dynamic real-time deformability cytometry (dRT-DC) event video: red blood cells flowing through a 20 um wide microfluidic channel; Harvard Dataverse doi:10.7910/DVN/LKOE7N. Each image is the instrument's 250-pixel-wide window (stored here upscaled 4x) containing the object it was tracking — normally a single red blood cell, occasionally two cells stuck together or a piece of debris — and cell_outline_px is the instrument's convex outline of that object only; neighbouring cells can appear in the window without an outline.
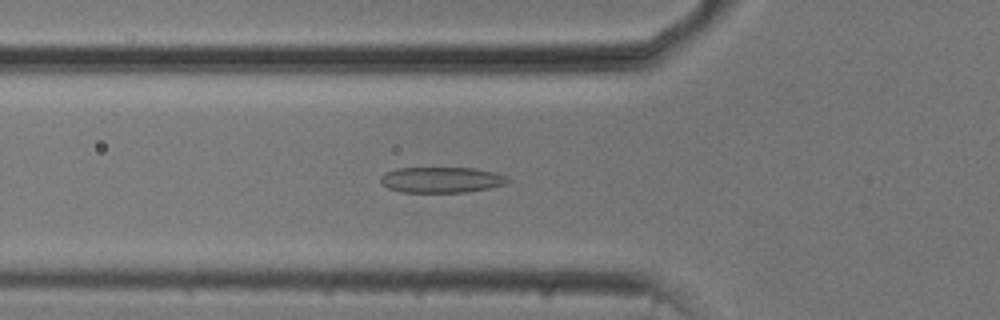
{"species": "common noctule bat (a hibernating species)", "species_latin": "Nyctalus noctula", "temperature_condition": "cold", "stored_images_in_passage": 44, "camera_frame_rate_fps": 3000, "um_per_image_px": 0.085, "animal": {"sex": "male", "body_mass_g": 20.5, "forearm_length_mm": 52.5}, "frame": {"image": 1, "passage_image": 18, "time_ms": 5.667, "image_size_px": [1000, 320], "cell_outline_px": [[508, 180], [504, 184], [488, 188], [464, 192], [404, 192], [388, 188], [380, 180], [380, 176], [384, 172], [396, 168], [476, 168], [496, 172], [508, 176]], "centroid_in_image_um": [37.51, 15.27], "position_along_channel_um": 88.3, "area_um2": 19.02}}
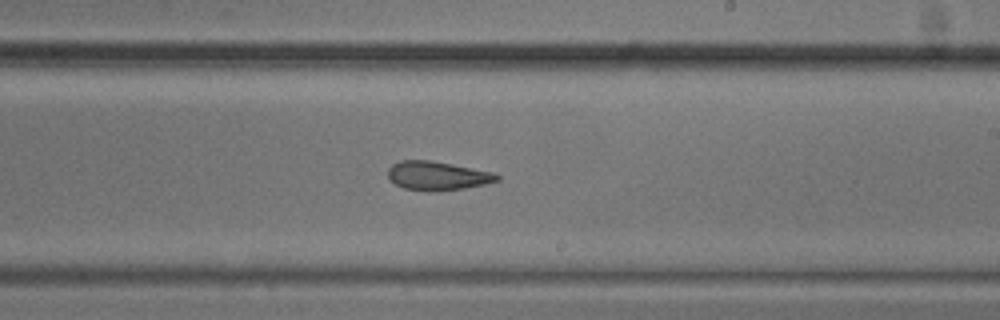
{"frame": {"image": 2, "passage_image": 31, "time_ms": 10.0, "image_size_px": [1000, 320], "cell_outline_px": [[500, 180], [484, 184], [464, 188], [404, 188], [396, 184], [388, 176], [388, 168], [392, 164], [400, 160], [432, 160], [492, 172], [500, 176]], "centroid_in_image_um": [37.18, 14.88], "position_along_channel_um": 251.8, "area_um2": 17.4}}
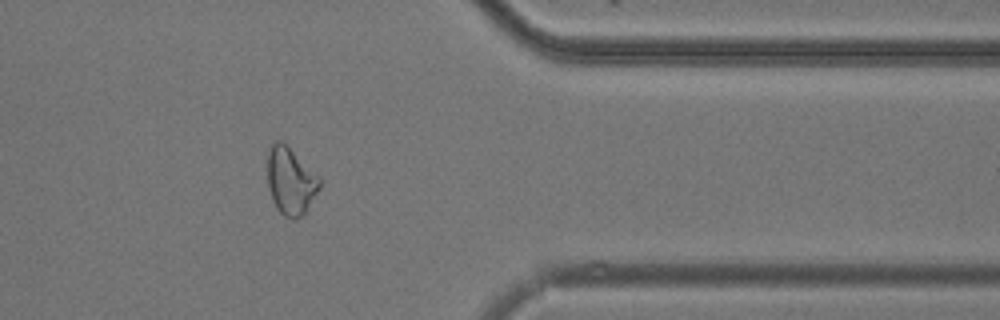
{"frame": {"image": 3, "passage_image": 43, "time_ms": 14.0, "image_size_px": [1000, 320], "cell_outline_px": [[320, 188], [304, 212], [296, 220], [292, 220], [284, 216], [276, 208], [272, 200], [268, 188], [268, 148], [276, 140], [280, 140], [320, 180]], "centroid_in_image_um": [24.65, 15.44], "position_along_channel_um": 386.8, "area_um2": 19.71}, "authors_computed_cell_mechanics": {"area_um2": 18.9873, "velocity_mm_per_s": 3.7576, "shape_relaxation_time_tau1_ms": 4.5029, "shape_relaxation_time_tau2_ms": 4.3934, "deformation_change_tau1": 0.1251, "deformation_change_tau2": 0.1349}}